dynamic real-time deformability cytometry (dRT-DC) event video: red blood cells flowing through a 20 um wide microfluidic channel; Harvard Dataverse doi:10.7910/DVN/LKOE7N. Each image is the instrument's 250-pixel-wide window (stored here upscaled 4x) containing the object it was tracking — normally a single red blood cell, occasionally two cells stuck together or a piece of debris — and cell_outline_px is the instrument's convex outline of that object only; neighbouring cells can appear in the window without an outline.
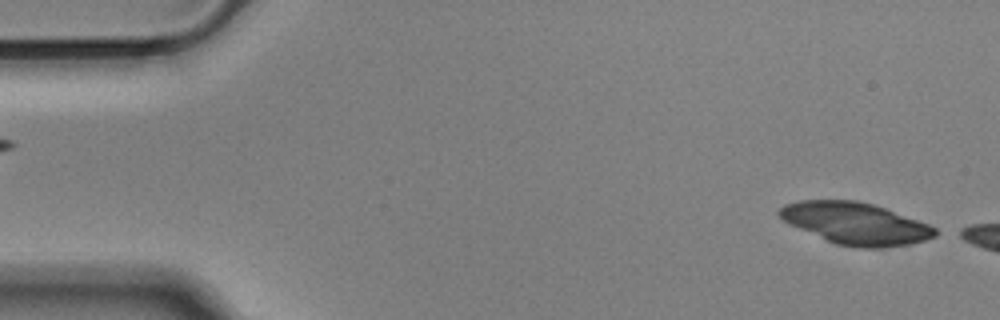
{"species": "Egyptian fruit bat (a non-hibernating species)", "species_latin": "Rousettus aegyptiacus", "temperature_condition": "cold", "stored_images_in_passage": 8, "camera_frame_rate_fps": 3000, "um_per_image_px": 0.085, "animal": {"sex": "male"}, "frame": {"image": 1, "passage_image": 2, "time_ms": 0.333, "image_size_px": [1000, 320], "cell_outline_px": [[936, 236], [924, 240], [908, 244], [884, 248], [860, 248], [836, 244], [788, 224], [776, 212], [784, 204], [800, 200], [856, 200], [872, 204], [884, 208], [928, 224], [936, 228]], "centroid_in_image_um": [72.68, 18.99], "position_along_channel_um": 12.3, "area_um2": 37.74}}